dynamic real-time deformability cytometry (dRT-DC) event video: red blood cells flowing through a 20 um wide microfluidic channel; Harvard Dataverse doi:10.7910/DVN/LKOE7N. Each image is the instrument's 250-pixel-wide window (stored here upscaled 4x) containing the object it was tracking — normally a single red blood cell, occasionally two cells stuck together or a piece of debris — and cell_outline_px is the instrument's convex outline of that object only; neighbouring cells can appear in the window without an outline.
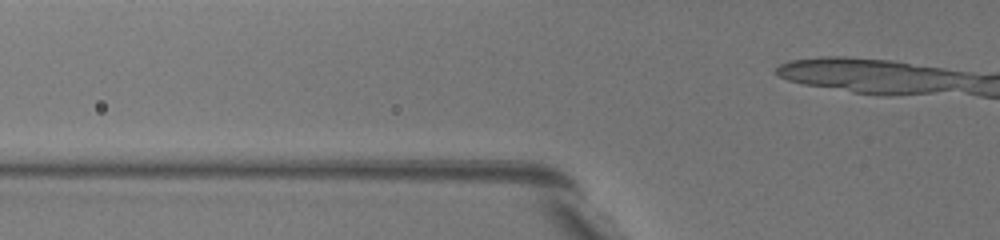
{"species": "common noctule bat (a hibernating species)", "species_latin": "Nyctalus noctula", "temperature_condition": "warm", "stored_images_in_passage": 3, "camera_frame_rate_fps": 3000, "um_per_image_px": 0.085, "animal": {"sex": "female", "body_mass_g": 19.5, "forearm_length_mm": 54.1}, "frame": {"image": 1, "passage_image": 3, "time_ms": 0.667, "image_size_px": [1000, 240], "cell_outline_px": [[668, 216], [644, 208], [600, 168], [584, 140], [584, 136], [592, 132], [620, 148], [668, 212]], "centroid_in_image_um": [52.96, 14.65], "position_along_channel_um": 72.8, "area_um2": 15.84}}